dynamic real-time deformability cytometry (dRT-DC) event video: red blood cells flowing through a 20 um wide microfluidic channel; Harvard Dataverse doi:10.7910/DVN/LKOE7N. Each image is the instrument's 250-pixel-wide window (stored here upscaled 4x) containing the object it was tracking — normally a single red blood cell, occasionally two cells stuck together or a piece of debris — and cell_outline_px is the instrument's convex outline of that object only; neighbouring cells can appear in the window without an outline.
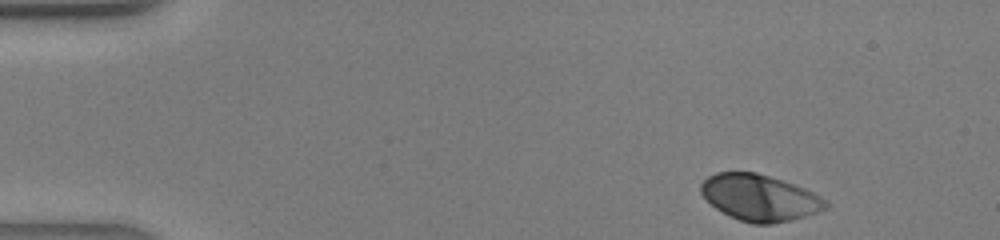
{"species": "human", "species_latin": "Homo sapiens", "temperature_condition": "warm", "stored_images_in_passage": 38, "camera_frame_rate_fps": 3000, "um_per_image_px": 0.085, "donor": {"sex": "male"}, "frame": {"image": 1, "passage_image": 1, "time_ms": 0.0, "image_size_px": [1000, 240], "cell_outline_px": [[828, 208], [792, 220], [772, 224], [752, 224], [740, 220], [716, 208], [700, 192], [700, 184], [708, 176], [716, 172], [756, 172], [784, 180], [796, 184], [828, 200]], "centroid_in_image_um": [64.6, 16.79], "position_along_channel_um": 20.4, "area_um2": 33.64}}
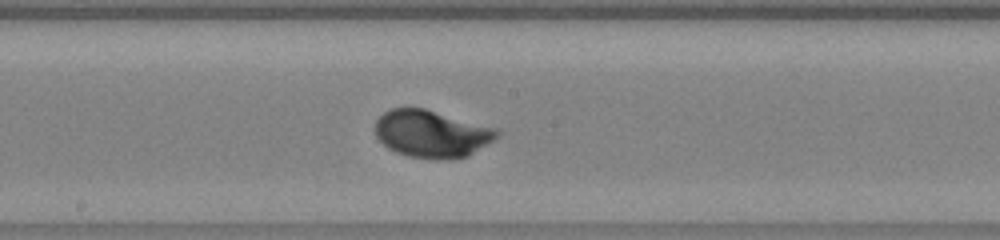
{"frame": {"image": 2, "passage_image": 19, "time_ms": 6.0, "image_size_px": [1000, 240], "cell_outline_px": [[500, 136], [468, 156], [448, 160], [440, 160], [408, 156], [396, 152], [388, 148], [376, 136], [376, 120], [384, 112], [392, 108], [424, 108], [496, 128], [500, 132]], "centroid_in_image_um": [36.71, 11.38], "position_along_channel_um": 211.5, "area_um2": 33.52}}
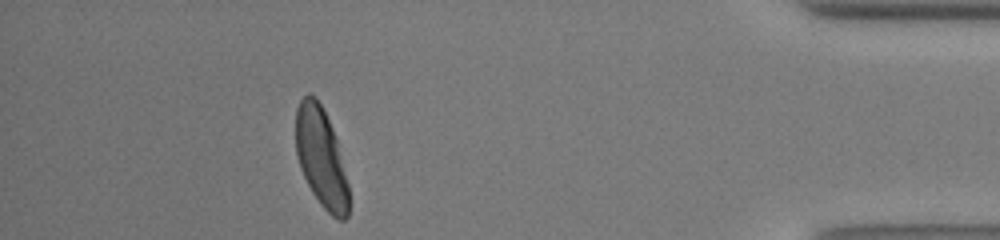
{"frame": {"image": 3, "passage_image": 34, "time_ms": 11.0, "image_size_px": [1000, 240], "cell_outline_px": [[348, 216], [344, 220], [340, 220], [332, 216], [320, 204], [312, 192], [300, 168], [296, 156], [296, 108], [300, 100], [308, 92], [316, 96], [328, 120], [336, 140], [348, 184]], "centroid_in_image_um": [27.27, 13.39], "position_along_channel_um": 407.9, "area_um2": 30.29}}